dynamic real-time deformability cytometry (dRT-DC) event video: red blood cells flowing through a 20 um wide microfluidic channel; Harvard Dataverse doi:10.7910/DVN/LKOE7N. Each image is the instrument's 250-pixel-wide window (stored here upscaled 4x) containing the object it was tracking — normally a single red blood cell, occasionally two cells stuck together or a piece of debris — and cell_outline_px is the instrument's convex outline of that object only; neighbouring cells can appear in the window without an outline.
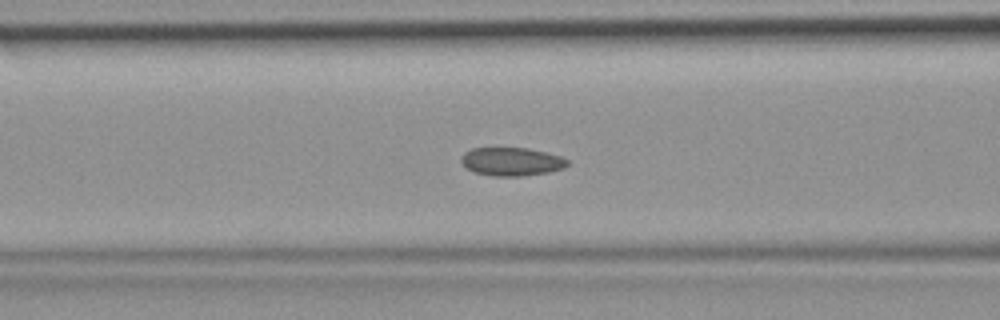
{"species": "common noctule bat (a hibernating species)", "species_latin": "Nyctalus noctula", "temperature_condition": "room temperature", "stored_images_in_passage": 46, "camera_frame_rate_fps": 3000, "um_per_image_px": 0.085, "animal": {"sex": "female", "body_mass_g": 19.9}, "frame": {"image": 1, "passage_image": 18, "time_ms": 5.667, "image_size_px": [1000, 320], "cell_outline_px": [[568, 164], [564, 168], [548, 172], [520, 176], [492, 176], [472, 172], [460, 160], [464, 152], [472, 148], [528, 148], [560, 156], [568, 160]], "centroid_in_image_um": [43.47, 13.74], "position_along_channel_um": 123.1, "area_um2": 17.46}}
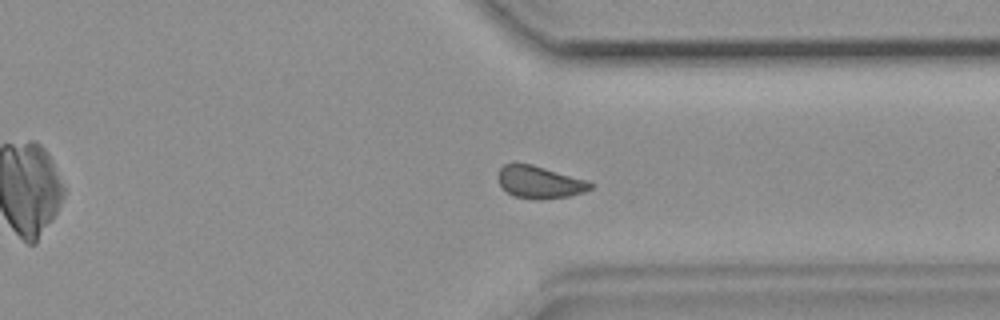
{"frame": {"image": 2, "passage_image": 35, "time_ms": 11.333, "image_size_px": [1000, 320], "cell_outline_px": [[596, 184], [592, 188], [584, 192], [568, 196], [540, 200], [532, 200], [512, 196], [500, 184], [496, 176], [500, 168], [504, 164], [532, 164], [588, 180]], "centroid_in_image_um": [45.89, 15.5], "position_along_channel_um": 365.5, "area_um2": 17.63}}
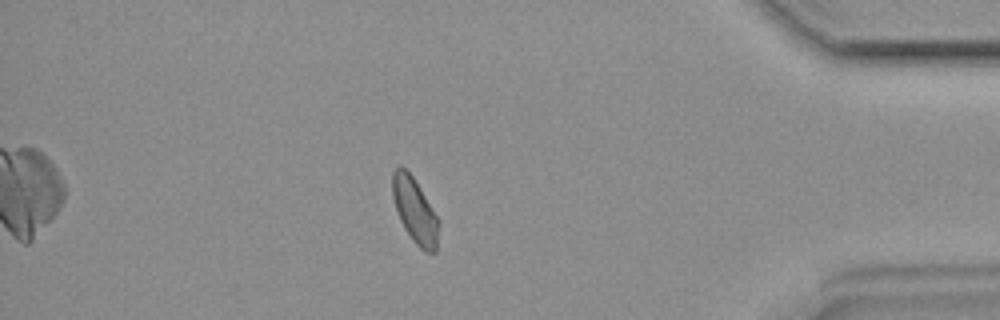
{"frame": {"image": 3, "passage_image": 40, "time_ms": 13.0, "image_size_px": [1000, 320], "cell_outline_px": [[440, 224], [436, 252], [424, 252], [412, 240], [404, 228], [400, 220], [392, 196], [392, 172], [400, 164], [412, 176], [440, 220]], "centroid_in_image_um": [35.27, 17.92], "position_along_channel_um": 399.9, "area_um2": 17.57}}